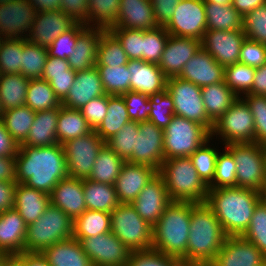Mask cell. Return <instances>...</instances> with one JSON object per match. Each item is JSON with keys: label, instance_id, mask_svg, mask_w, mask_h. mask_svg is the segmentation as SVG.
<instances>
[{"label": "cell", "instance_id": "6da1fadb", "mask_svg": "<svg viewBox=\"0 0 266 266\" xmlns=\"http://www.w3.org/2000/svg\"><path fill=\"white\" fill-rule=\"evenodd\" d=\"M16 161L17 183L48 195L62 179L68 177L63 146H19Z\"/></svg>", "mask_w": 266, "mask_h": 266}, {"label": "cell", "instance_id": "7a4b0ae2", "mask_svg": "<svg viewBox=\"0 0 266 266\" xmlns=\"http://www.w3.org/2000/svg\"><path fill=\"white\" fill-rule=\"evenodd\" d=\"M259 202L256 190L222 187L208 189L205 203L213 210L227 236H242Z\"/></svg>", "mask_w": 266, "mask_h": 266}, {"label": "cell", "instance_id": "3957f363", "mask_svg": "<svg viewBox=\"0 0 266 266\" xmlns=\"http://www.w3.org/2000/svg\"><path fill=\"white\" fill-rule=\"evenodd\" d=\"M190 217L187 255L183 259L209 265L222 248L227 235L206 203L190 202Z\"/></svg>", "mask_w": 266, "mask_h": 266}, {"label": "cell", "instance_id": "277c9868", "mask_svg": "<svg viewBox=\"0 0 266 266\" xmlns=\"http://www.w3.org/2000/svg\"><path fill=\"white\" fill-rule=\"evenodd\" d=\"M190 202L172 201L153 226L152 249L178 259L187 255Z\"/></svg>", "mask_w": 266, "mask_h": 266}, {"label": "cell", "instance_id": "5b68a950", "mask_svg": "<svg viewBox=\"0 0 266 266\" xmlns=\"http://www.w3.org/2000/svg\"><path fill=\"white\" fill-rule=\"evenodd\" d=\"M158 174L165 182L171 201L206 202L208 186L199 177L190 157L164 160Z\"/></svg>", "mask_w": 266, "mask_h": 266}, {"label": "cell", "instance_id": "8992f818", "mask_svg": "<svg viewBox=\"0 0 266 266\" xmlns=\"http://www.w3.org/2000/svg\"><path fill=\"white\" fill-rule=\"evenodd\" d=\"M74 220L61 209L50 206L27 225L24 252L42 253L56 242L73 237Z\"/></svg>", "mask_w": 266, "mask_h": 266}, {"label": "cell", "instance_id": "52a82bcc", "mask_svg": "<svg viewBox=\"0 0 266 266\" xmlns=\"http://www.w3.org/2000/svg\"><path fill=\"white\" fill-rule=\"evenodd\" d=\"M110 215L111 232L131 251L152 249L153 226L141 218L132 204L119 203Z\"/></svg>", "mask_w": 266, "mask_h": 266}, {"label": "cell", "instance_id": "ba28073f", "mask_svg": "<svg viewBox=\"0 0 266 266\" xmlns=\"http://www.w3.org/2000/svg\"><path fill=\"white\" fill-rule=\"evenodd\" d=\"M210 137L218 140L222 146L230 143L255 142V121L242 97H238L214 122Z\"/></svg>", "mask_w": 266, "mask_h": 266}, {"label": "cell", "instance_id": "9c48e42d", "mask_svg": "<svg viewBox=\"0 0 266 266\" xmlns=\"http://www.w3.org/2000/svg\"><path fill=\"white\" fill-rule=\"evenodd\" d=\"M209 138L210 133L202 125L174 115L164 129V160L189 157Z\"/></svg>", "mask_w": 266, "mask_h": 266}, {"label": "cell", "instance_id": "30bf717a", "mask_svg": "<svg viewBox=\"0 0 266 266\" xmlns=\"http://www.w3.org/2000/svg\"><path fill=\"white\" fill-rule=\"evenodd\" d=\"M234 158L237 168V187L259 191L266 182V146L257 142L230 143L224 146Z\"/></svg>", "mask_w": 266, "mask_h": 266}, {"label": "cell", "instance_id": "8fae6325", "mask_svg": "<svg viewBox=\"0 0 266 266\" xmlns=\"http://www.w3.org/2000/svg\"><path fill=\"white\" fill-rule=\"evenodd\" d=\"M166 89L173 99L174 115L196 122L211 133L214 122L205 111L201 87L176 76L167 78Z\"/></svg>", "mask_w": 266, "mask_h": 266}, {"label": "cell", "instance_id": "7c38bea8", "mask_svg": "<svg viewBox=\"0 0 266 266\" xmlns=\"http://www.w3.org/2000/svg\"><path fill=\"white\" fill-rule=\"evenodd\" d=\"M105 141L94 131L62 144L67 162V174L77 179H88L98 152Z\"/></svg>", "mask_w": 266, "mask_h": 266}, {"label": "cell", "instance_id": "4fadbf2b", "mask_svg": "<svg viewBox=\"0 0 266 266\" xmlns=\"http://www.w3.org/2000/svg\"><path fill=\"white\" fill-rule=\"evenodd\" d=\"M164 27L170 35L201 41L207 30L204 1L181 0Z\"/></svg>", "mask_w": 266, "mask_h": 266}, {"label": "cell", "instance_id": "5bb4252c", "mask_svg": "<svg viewBox=\"0 0 266 266\" xmlns=\"http://www.w3.org/2000/svg\"><path fill=\"white\" fill-rule=\"evenodd\" d=\"M79 242L94 266H127L131 250L112 232L82 238Z\"/></svg>", "mask_w": 266, "mask_h": 266}, {"label": "cell", "instance_id": "9a60e30c", "mask_svg": "<svg viewBox=\"0 0 266 266\" xmlns=\"http://www.w3.org/2000/svg\"><path fill=\"white\" fill-rule=\"evenodd\" d=\"M37 10L29 0L0 3V36L2 39H25L31 31Z\"/></svg>", "mask_w": 266, "mask_h": 266}, {"label": "cell", "instance_id": "2e32d148", "mask_svg": "<svg viewBox=\"0 0 266 266\" xmlns=\"http://www.w3.org/2000/svg\"><path fill=\"white\" fill-rule=\"evenodd\" d=\"M164 129L157 127L150 121L139 122L135 151L126 160L160 170L164 161Z\"/></svg>", "mask_w": 266, "mask_h": 266}, {"label": "cell", "instance_id": "e0dca14e", "mask_svg": "<svg viewBox=\"0 0 266 266\" xmlns=\"http://www.w3.org/2000/svg\"><path fill=\"white\" fill-rule=\"evenodd\" d=\"M245 38L243 30H206L201 47L225 68L239 62L240 49Z\"/></svg>", "mask_w": 266, "mask_h": 266}, {"label": "cell", "instance_id": "ac0fdd59", "mask_svg": "<svg viewBox=\"0 0 266 266\" xmlns=\"http://www.w3.org/2000/svg\"><path fill=\"white\" fill-rule=\"evenodd\" d=\"M77 22L61 9L37 12L35 21L26 39L48 48L59 35L72 29Z\"/></svg>", "mask_w": 266, "mask_h": 266}, {"label": "cell", "instance_id": "d6986e66", "mask_svg": "<svg viewBox=\"0 0 266 266\" xmlns=\"http://www.w3.org/2000/svg\"><path fill=\"white\" fill-rule=\"evenodd\" d=\"M171 202L165 182L157 174L131 204L143 220L154 226Z\"/></svg>", "mask_w": 266, "mask_h": 266}, {"label": "cell", "instance_id": "ffe728a7", "mask_svg": "<svg viewBox=\"0 0 266 266\" xmlns=\"http://www.w3.org/2000/svg\"><path fill=\"white\" fill-rule=\"evenodd\" d=\"M265 259L262 252L242 236H227L209 266H257Z\"/></svg>", "mask_w": 266, "mask_h": 266}, {"label": "cell", "instance_id": "44dd1931", "mask_svg": "<svg viewBox=\"0 0 266 266\" xmlns=\"http://www.w3.org/2000/svg\"><path fill=\"white\" fill-rule=\"evenodd\" d=\"M157 174L153 167L125 161L114 183L119 203L131 204Z\"/></svg>", "mask_w": 266, "mask_h": 266}, {"label": "cell", "instance_id": "7402d4cb", "mask_svg": "<svg viewBox=\"0 0 266 266\" xmlns=\"http://www.w3.org/2000/svg\"><path fill=\"white\" fill-rule=\"evenodd\" d=\"M200 48L199 39L169 35L158 66L167 78L179 76Z\"/></svg>", "mask_w": 266, "mask_h": 266}, {"label": "cell", "instance_id": "603a6c76", "mask_svg": "<svg viewBox=\"0 0 266 266\" xmlns=\"http://www.w3.org/2000/svg\"><path fill=\"white\" fill-rule=\"evenodd\" d=\"M225 68L202 47L183 66L178 77L188 80L199 87L224 81Z\"/></svg>", "mask_w": 266, "mask_h": 266}, {"label": "cell", "instance_id": "cb8c5ba5", "mask_svg": "<svg viewBox=\"0 0 266 266\" xmlns=\"http://www.w3.org/2000/svg\"><path fill=\"white\" fill-rule=\"evenodd\" d=\"M99 72L95 67L76 71V78L67 96L61 101L62 106L79 110L92 99L105 95Z\"/></svg>", "mask_w": 266, "mask_h": 266}, {"label": "cell", "instance_id": "d4e9b609", "mask_svg": "<svg viewBox=\"0 0 266 266\" xmlns=\"http://www.w3.org/2000/svg\"><path fill=\"white\" fill-rule=\"evenodd\" d=\"M50 202L74 220L87 210L83 180L69 176L60 180L50 194Z\"/></svg>", "mask_w": 266, "mask_h": 266}, {"label": "cell", "instance_id": "484cf974", "mask_svg": "<svg viewBox=\"0 0 266 266\" xmlns=\"http://www.w3.org/2000/svg\"><path fill=\"white\" fill-rule=\"evenodd\" d=\"M127 68L131 73L130 91L150 96L166 89L167 77L158 64L129 60Z\"/></svg>", "mask_w": 266, "mask_h": 266}, {"label": "cell", "instance_id": "4316f807", "mask_svg": "<svg viewBox=\"0 0 266 266\" xmlns=\"http://www.w3.org/2000/svg\"><path fill=\"white\" fill-rule=\"evenodd\" d=\"M112 27L150 30L159 25L150 0H120L119 15Z\"/></svg>", "mask_w": 266, "mask_h": 266}, {"label": "cell", "instance_id": "83f0119b", "mask_svg": "<svg viewBox=\"0 0 266 266\" xmlns=\"http://www.w3.org/2000/svg\"><path fill=\"white\" fill-rule=\"evenodd\" d=\"M27 224L12 208L0 213V252L12 257L24 252Z\"/></svg>", "mask_w": 266, "mask_h": 266}, {"label": "cell", "instance_id": "f1b7e54d", "mask_svg": "<svg viewBox=\"0 0 266 266\" xmlns=\"http://www.w3.org/2000/svg\"><path fill=\"white\" fill-rule=\"evenodd\" d=\"M105 30L101 27L84 26L79 31L74 53L68 58L73 71L88 70L96 66L98 44Z\"/></svg>", "mask_w": 266, "mask_h": 266}, {"label": "cell", "instance_id": "f546056e", "mask_svg": "<svg viewBox=\"0 0 266 266\" xmlns=\"http://www.w3.org/2000/svg\"><path fill=\"white\" fill-rule=\"evenodd\" d=\"M50 195L25 184H16L14 205L25 223L31 224L50 206Z\"/></svg>", "mask_w": 266, "mask_h": 266}, {"label": "cell", "instance_id": "4dcf8cb0", "mask_svg": "<svg viewBox=\"0 0 266 266\" xmlns=\"http://www.w3.org/2000/svg\"><path fill=\"white\" fill-rule=\"evenodd\" d=\"M60 108L36 112L25 141L19 146L45 147L58 144L56 127Z\"/></svg>", "mask_w": 266, "mask_h": 266}, {"label": "cell", "instance_id": "1f68e13d", "mask_svg": "<svg viewBox=\"0 0 266 266\" xmlns=\"http://www.w3.org/2000/svg\"><path fill=\"white\" fill-rule=\"evenodd\" d=\"M42 255L50 266H94L80 242L73 237L49 246Z\"/></svg>", "mask_w": 266, "mask_h": 266}, {"label": "cell", "instance_id": "d6a6232c", "mask_svg": "<svg viewBox=\"0 0 266 266\" xmlns=\"http://www.w3.org/2000/svg\"><path fill=\"white\" fill-rule=\"evenodd\" d=\"M201 96L208 117L215 122L238 98L225 81L201 88Z\"/></svg>", "mask_w": 266, "mask_h": 266}, {"label": "cell", "instance_id": "836d02e7", "mask_svg": "<svg viewBox=\"0 0 266 266\" xmlns=\"http://www.w3.org/2000/svg\"><path fill=\"white\" fill-rule=\"evenodd\" d=\"M83 191L85 205L89 210L110 213L119 204L114 185L84 179Z\"/></svg>", "mask_w": 266, "mask_h": 266}, {"label": "cell", "instance_id": "e575fe53", "mask_svg": "<svg viewBox=\"0 0 266 266\" xmlns=\"http://www.w3.org/2000/svg\"><path fill=\"white\" fill-rule=\"evenodd\" d=\"M93 129L77 109L61 106L57 120L56 135L59 144H63L90 133Z\"/></svg>", "mask_w": 266, "mask_h": 266}, {"label": "cell", "instance_id": "d590c367", "mask_svg": "<svg viewBox=\"0 0 266 266\" xmlns=\"http://www.w3.org/2000/svg\"><path fill=\"white\" fill-rule=\"evenodd\" d=\"M105 232H111L110 213L87 209L74 219L73 238L78 241Z\"/></svg>", "mask_w": 266, "mask_h": 266}, {"label": "cell", "instance_id": "8d00e7d4", "mask_svg": "<svg viewBox=\"0 0 266 266\" xmlns=\"http://www.w3.org/2000/svg\"><path fill=\"white\" fill-rule=\"evenodd\" d=\"M29 80L21 74L0 75V102L3 111L25 105Z\"/></svg>", "mask_w": 266, "mask_h": 266}, {"label": "cell", "instance_id": "74e56055", "mask_svg": "<svg viewBox=\"0 0 266 266\" xmlns=\"http://www.w3.org/2000/svg\"><path fill=\"white\" fill-rule=\"evenodd\" d=\"M130 121L122 96L108 95V109L102 123L94 130L105 142Z\"/></svg>", "mask_w": 266, "mask_h": 266}, {"label": "cell", "instance_id": "f35d334b", "mask_svg": "<svg viewBox=\"0 0 266 266\" xmlns=\"http://www.w3.org/2000/svg\"><path fill=\"white\" fill-rule=\"evenodd\" d=\"M207 30L232 31L243 30V17L229 5L205 3Z\"/></svg>", "mask_w": 266, "mask_h": 266}, {"label": "cell", "instance_id": "ab89813d", "mask_svg": "<svg viewBox=\"0 0 266 266\" xmlns=\"http://www.w3.org/2000/svg\"><path fill=\"white\" fill-rule=\"evenodd\" d=\"M125 160L112 151L107 144L100 149L89 180L114 185Z\"/></svg>", "mask_w": 266, "mask_h": 266}, {"label": "cell", "instance_id": "60d3db41", "mask_svg": "<svg viewBox=\"0 0 266 266\" xmlns=\"http://www.w3.org/2000/svg\"><path fill=\"white\" fill-rule=\"evenodd\" d=\"M25 105L35 112L60 108L62 103L50 84L42 78L30 79Z\"/></svg>", "mask_w": 266, "mask_h": 266}, {"label": "cell", "instance_id": "b9f144b4", "mask_svg": "<svg viewBox=\"0 0 266 266\" xmlns=\"http://www.w3.org/2000/svg\"><path fill=\"white\" fill-rule=\"evenodd\" d=\"M36 112L28 106H20L4 111L1 119L12 138L21 145L27 138Z\"/></svg>", "mask_w": 266, "mask_h": 266}, {"label": "cell", "instance_id": "7bdbcfd3", "mask_svg": "<svg viewBox=\"0 0 266 266\" xmlns=\"http://www.w3.org/2000/svg\"><path fill=\"white\" fill-rule=\"evenodd\" d=\"M120 0H88V27H101L108 30L119 15Z\"/></svg>", "mask_w": 266, "mask_h": 266}, {"label": "cell", "instance_id": "ee69618b", "mask_svg": "<svg viewBox=\"0 0 266 266\" xmlns=\"http://www.w3.org/2000/svg\"><path fill=\"white\" fill-rule=\"evenodd\" d=\"M48 58V49L22 39V64L20 74L28 79L41 78Z\"/></svg>", "mask_w": 266, "mask_h": 266}, {"label": "cell", "instance_id": "f6af8a7d", "mask_svg": "<svg viewBox=\"0 0 266 266\" xmlns=\"http://www.w3.org/2000/svg\"><path fill=\"white\" fill-rule=\"evenodd\" d=\"M213 142V138L210 137L193 154L189 156L199 177L207 186L213 181L215 175L216 159L220 150L219 148L222 147H219L216 142H214L215 146H213Z\"/></svg>", "mask_w": 266, "mask_h": 266}, {"label": "cell", "instance_id": "bcb514c9", "mask_svg": "<svg viewBox=\"0 0 266 266\" xmlns=\"http://www.w3.org/2000/svg\"><path fill=\"white\" fill-rule=\"evenodd\" d=\"M129 58L118 39L105 30L98 44L96 66H121L127 65Z\"/></svg>", "mask_w": 266, "mask_h": 266}, {"label": "cell", "instance_id": "7dc6e473", "mask_svg": "<svg viewBox=\"0 0 266 266\" xmlns=\"http://www.w3.org/2000/svg\"><path fill=\"white\" fill-rule=\"evenodd\" d=\"M103 88L108 95H124L130 91V77L127 65L121 66H96Z\"/></svg>", "mask_w": 266, "mask_h": 266}, {"label": "cell", "instance_id": "c3c4849f", "mask_svg": "<svg viewBox=\"0 0 266 266\" xmlns=\"http://www.w3.org/2000/svg\"><path fill=\"white\" fill-rule=\"evenodd\" d=\"M255 71L256 68L238 62L225 67L224 81L238 97H242L251 91Z\"/></svg>", "mask_w": 266, "mask_h": 266}, {"label": "cell", "instance_id": "681fc988", "mask_svg": "<svg viewBox=\"0 0 266 266\" xmlns=\"http://www.w3.org/2000/svg\"><path fill=\"white\" fill-rule=\"evenodd\" d=\"M169 35L164 26L142 30V60L158 64Z\"/></svg>", "mask_w": 266, "mask_h": 266}, {"label": "cell", "instance_id": "f907efd6", "mask_svg": "<svg viewBox=\"0 0 266 266\" xmlns=\"http://www.w3.org/2000/svg\"><path fill=\"white\" fill-rule=\"evenodd\" d=\"M218 152L215 175L208 189L237 187V168L233 155L224 147Z\"/></svg>", "mask_w": 266, "mask_h": 266}, {"label": "cell", "instance_id": "816d5d0a", "mask_svg": "<svg viewBox=\"0 0 266 266\" xmlns=\"http://www.w3.org/2000/svg\"><path fill=\"white\" fill-rule=\"evenodd\" d=\"M139 122L129 121L123 128L108 139L105 144L125 161L135 151L136 137L138 136Z\"/></svg>", "mask_w": 266, "mask_h": 266}, {"label": "cell", "instance_id": "f5cc1de1", "mask_svg": "<svg viewBox=\"0 0 266 266\" xmlns=\"http://www.w3.org/2000/svg\"><path fill=\"white\" fill-rule=\"evenodd\" d=\"M151 110L148 121L165 129L174 116V103L167 89L149 96Z\"/></svg>", "mask_w": 266, "mask_h": 266}, {"label": "cell", "instance_id": "db71d44e", "mask_svg": "<svg viewBox=\"0 0 266 266\" xmlns=\"http://www.w3.org/2000/svg\"><path fill=\"white\" fill-rule=\"evenodd\" d=\"M22 64V38L3 39L0 43V75L20 74Z\"/></svg>", "mask_w": 266, "mask_h": 266}, {"label": "cell", "instance_id": "11a10c76", "mask_svg": "<svg viewBox=\"0 0 266 266\" xmlns=\"http://www.w3.org/2000/svg\"><path fill=\"white\" fill-rule=\"evenodd\" d=\"M242 237L253 243L266 257V206L261 202L255 207L250 225Z\"/></svg>", "mask_w": 266, "mask_h": 266}, {"label": "cell", "instance_id": "9f6ffc18", "mask_svg": "<svg viewBox=\"0 0 266 266\" xmlns=\"http://www.w3.org/2000/svg\"><path fill=\"white\" fill-rule=\"evenodd\" d=\"M242 29L246 38L266 45V3L243 17Z\"/></svg>", "mask_w": 266, "mask_h": 266}, {"label": "cell", "instance_id": "6f0895ef", "mask_svg": "<svg viewBox=\"0 0 266 266\" xmlns=\"http://www.w3.org/2000/svg\"><path fill=\"white\" fill-rule=\"evenodd\" d=\"M242 98L248 104L255 121V142L266 146V96L248 93Z\"/></svg>", "mask_w": 266, "mask_h": 266}, {"label": "cell", "instance_id": "680465c9", "mask_svg": "<svg viewBox=\"0 0 266 266\" xmlns=\"http://www.w3.org/2000/svg\"><path fill=\"white\" fill-rule=\"evenodd\" d=\"M108 30L118 39L129 60H142V30L120 27Z\"/></svg>", "mask_w": 266, "mask_h": 266}, {"label": "cell", "instance_id": "91938a15", "mask_svg": "<svg viewBox=\"0 0 266 266\" xmlns=\"http://www.w3.org/2000/svg\"><path fill=\"white\" fill-rule=\"evenodd\" d=\"M84 24L77 23L72 29L59 35L47 48L48 55L60 59H68L74 53L76 40L79 37V31Z\"/></svg>", "mask_w": 266, "mask_h": 266}, {"label": "cell", "instance_id": "94428289", "mask_svg": "<svg viewBox=\"0 0 266 266\" xmlns=\"http://www.w3.org/2000/svg\"><path fill=\"white\" fill-rule=\"evenodd\" d=\"M121 96L124 99L131 121H148L149 113L152 109L149 96L135 91H128Z\"/></svg>", "mask_w": 266, "mask_h": 266}, {"label": "cell", "instance_id": "6125c7cd", "mask_svg": "<svg viewBox=\"0 0 266 266\" xmlns=\"http://www.w3.org/2000/svg\"><path fill=\"white\" fill-rule=\"evenodd\" d=\"M176 259L154 249L131 251L127 266H174Z\"/></svg>", "mask_w": 266, "mask_h": 266}, {"label": "cell", "instance_id": "be15d7a7", "mask_svg": "<svg viewBox=\"0 0 266 266\" xmlns=\"http://www.w3.org/2000/svg\"><path fill=\"white\" fill-rule=\"evenodd\" d=\"M239 62L254 68L266 64V45L245 38L240 49Z\"/></svg>", "mask_w": 266, "mask_h": 266}, {"label": "cell", "instance_id": "e7e4bbea", "mask_svg": "<svg viewBox=\"0 0 266 266\" xmlns=\"http://www.w3.org/2000/svg\"><path fill=\"white\" fill-rule=\"evenodd\" d=\"M108 109V94L92 99L79 109L88 125L95 130L103 121Z\"/></svg>", "mask_w": 266, "mask_h": 266}, {"label": "cell", "instance_id": "03108f58", "mask_svg": "<svg viewBox=\"0 0 266 266\" xmlns=\"http://www.w3.org/2000/svg\"><path fill=\"white\" fill-rule=\"evenodd\" d=\"M61 10L75 22L87 26L88 0H61Z\"/></svg>", "mask_w": 266, "mask_h": 266}, {"label": "cell", "instance_id": "003e7915", "mask_svg": "<svg viewBox=\"0 0 266 266\" xmlns=\"http://www.w3.org/2000/svg\"><path fill=\"white\" fill-rule=\"evenodd\" d=\"M159 26H165L181 0H150Z\"/></svg>", "mask_w": 266, "mask_h": 266}, {"label": "cell", "instance_id": "a7ac6f4b", "mask_svg": "<svg viewBox=\"0 0 266 266\" xmlns=\"http://www.w3.org/2000/svg\"><path fill=\"white\" fill-rule=\"evenodd\" d=\"M76 78V74L52 75V78L45 79L54 90L56 96L62 101L68 94Z\"/></svg>", "mask_w": 266, "mask_h": 266}, {"label": "cell", "instance_id": "89a4df30", "mask_svg": "<svg viewBox=\"0 0 266 266\" xmlns=\"http://www.w3.org/2000/svg\"><path fill=\"white\" fill-rule=\"evenodd\" d=\"M76 74L68 63V59H60L48 55L41 78H52V75Z\"/></svg>", "mask_w": 266, "mask_h": 266}, {"label": "cell", "instance_id": "2644e50d", "mask_svg": "<svg viewBox=\"0 0 266 266\" xmlns=\"http://www.w3.org/2000/svg\"><path fill=\"white\" fill-rule=\"evenodd\" d=\"M19 145L6 130L2 119L0 118V156L15 157Z\"/></svg>", "mask_w": 266, "mask_h": 266}, {"label": "cell", "instance_id": "8c879c8a", "mask_svg": "<svg viewBox=\"0 0 266 266\" xmlns=\"http://www.w3.org/2000/svg\"><path fill=\"white\" fill-rule=\"evenodd\" d=\"M16 184L0 181V213L13 208Z\"/></svg>", "mask_w": 266, "mask_h": 266}, {"label": "cell", "instance_id": "753ad0ef", "mask_svg": "<svg viewBox=\"0 0 266 266\" xmlns=\"http://www.w3.org/2000/svg\"><path fill=\"white\" fill-rule=\"evenodd\" d=\"M0 181L17 183L15 157L0 156Z\"/></svg>", "mask_w": 266, "mask_h": 266}, {"label": "cell", "instance_id": "34e18365", "mask_svg": "<svg viewBox=\"0 0 266 266\" xmlns=\"http://www.w3.org/2000/svg\"><path fill=\"white\" fill-rule=\"evenodd\" d=\"M13 258L21 266H50L42 253L23 252Z\"/></svg>", "mask_w": 266, "mask_h": 266}, {"label": "cell", "instance_id": "11e5206c", "mask_svg": "<svg viewBox=\"0 0 266 266\" xmlns=\"http://www.w3.org/2000/svg\"><path fill=\"white\" fill-rule=\"evenodd\" d=\"M250 94L266 96V64L256 68Z\"/></svg>", "mask_w": 266, "mask_h": 266}, {"label": "cell", "instance_id": "2a66077c", "mask_svg": "<svg viewBox=\"0 0 266 266\" xmlns=\"http://www.w3.org/2000/svg\"><path fill=\"white\" fill-rule=\"evenodd\" d=\"M265 3L266 0H232L231 4L238 13L244 17L246 14Z\"/></svg>", "mask_w": 266, "mask_h": 266}, {"label": "cell", "instance_id": "b9fcfbb0", "mask_svg": "<svg viewBox=\"0 0 266 266\" xmlns=\"http://www.w3.org/2000/svg\"><path fill=\"white\" fill-rule=\"evenodd\" d=\"M37 12L61 9V0H29Z\"/></svg>", "mask_w": 266, "mask_h": 266}, {"label": "cell", "instance_id": "09005b40", "mask_svg": "<svg viewBox=\"0 0 266 266\" xmlns=\"http://www.w3.org/2000/svg\"><path fill=\"white\" fill-rule=\"evenodd\" d=\"M174 266H209L207 263L196 260L176 259Z\"/></svg>", "mask_w": 266, "mask_h": 266}, {"label": "cell", "instance_id": "979ff035", "mask_svg": "<svg viewBox=\"0 0 266 266\" xmlns=\"http://www.w3.org/2000/svg\"><path fill=\"white\" fill-rule=\"evenodd\" d=\"M259 192L260 202L266 206V182L261 186Z\"/></svg>", "mask_w": 266, "mask_h": 266}, {"label": "cell", "instance_id": "deb4b68c", "mask_svg": "<svg viewBox=\"0 0 266 266\" xmlns=\"http://www.w3.org/2000/svg\"><path fill=\"white\" fill-rule=\"evenodd\" d=\"M12 258L13 257L11 255H8L4 252H0V266H6Z\"/></svg>", "mask_w": 266, "mask_h": 266}, {"label": "cell", "instance_id": "67dfc351", "mask_svg": "<svg viewBox=\"0 0 266 266\" xmlns=\"http://www.w3.org/2000/svg\"><path fill=\"white\" fill-rule=\"evenodd\" d=\"M204 3H216L219 5H229L232 3V0H203Z\"/></svg>", "mask_w": 266, "mask_h": 266}, {"label": "cell", "instance_id": "b62a3aed", "mask_svg": "<svg viewBox=\"0 0 266 266\" xmlns=\"http://www.w3.org/2000/svg\"><path fill=\"white\" fill-rule=\"evenodd\" d=\"M6 266H21L14 258H12Z\"/></svg>", "mask_w": 266, "mask_h": 266}, {"label": "cell", "instance_id": "603ad722", "mask_svg": "<svg viewBox=\"0 0 266 266\" xmlns=\"http://www.w3.org/2000/svg\"><path fill=\"white\" fill-rule=\"evenodd\" d=\"M4 111L2 110L1 102H0V118L2 117Z\"/></svg>", "mask_w": 266, "mask_h": 266}, {"label": "cell", "instance_id": "5803f987", "mask_svg": "<svg viewBox=\"0 0 266 266\" xmlns=\"http://www.w3.org/2000/svg\"><path fill=\"white\" fill-rule=\"evenodd\" d=\"M257 266H266V259L260 265Z\"/></svg>", "mask_w": 266, "mask_h": 266}]
</instances>
